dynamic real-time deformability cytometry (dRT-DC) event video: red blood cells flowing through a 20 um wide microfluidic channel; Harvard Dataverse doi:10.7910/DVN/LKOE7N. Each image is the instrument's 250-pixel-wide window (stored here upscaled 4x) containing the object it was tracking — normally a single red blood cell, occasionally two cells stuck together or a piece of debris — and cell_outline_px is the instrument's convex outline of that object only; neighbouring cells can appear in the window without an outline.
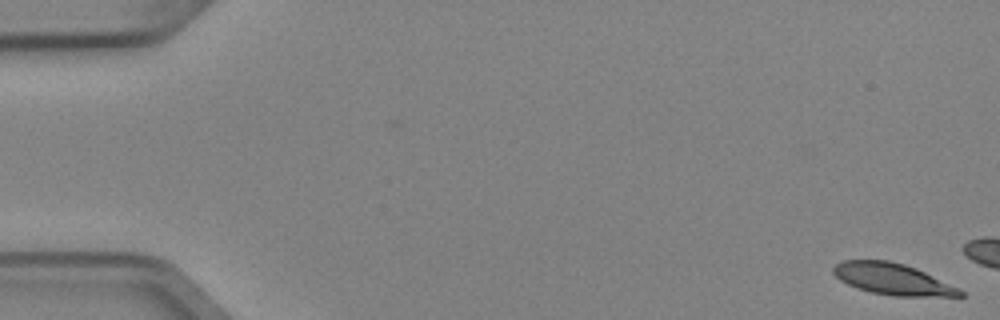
{"species": "Egyptian fruit bat (a non-hibernating species)", "species_latin": "Rousettus aegyptiacus", "temperature_condition": "cold", "stored_images_in_passage": 4, "camera_frame_rate_fps": 3000, "um_per_image_px": 0.085, "animal": {"sex": "female"}, "frame": {"image": 1, "passage_image": 1, "time_ms": 0.0, "image_size_px": [1000, 320], "cell_outline_px": [[964, 296], [896, 296], [872, 292], [856, 288], [840, 280], [832, 272], [832, 268], [836, 264], [844, 260], [888, 260], [904, 264], [916, 268], [960, 288], [964, 292]], "centroid_in_image_um": [75.88, 23.72], "position_along_channel_um": 9.1, "area_um2": 23.12}}